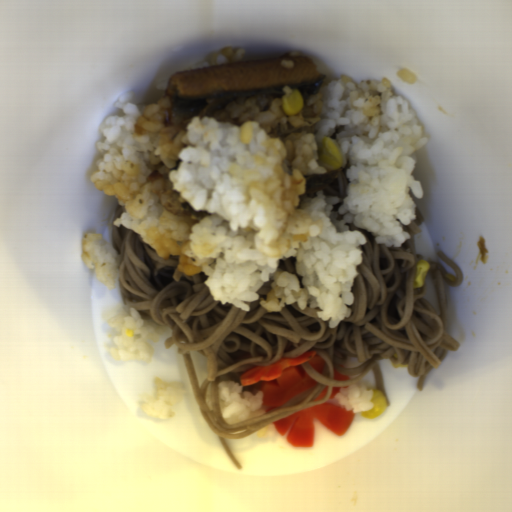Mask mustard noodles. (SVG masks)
Listing matches in <instances>:
<instances>
[{"mask_svg": "<svg viewBox=\"0 0 512 512\" xmlns=\"http://www.w3.org/2000/svg\"><path fill=\"white\" fill-rule=\"evenodd\" d=\"M122 210L119 203L112 220L111 246L120 255L116 272L123 305L169 329L171 335L164 344L177 346L204 421L237 470L242 467L227 439H242L276 420L326 403L334 388L355 386L369 372L389 407L381 360L394 368L406 366L412 377L418 376L417 390L423 391L427 374L448 352L459 349V342L447 331L445 284L460 286L463 272L439 250L437 255L455 276L440 262L415 252V235L424 220L416 206L413 222L402 229L410 239L400 247L378 244L373 232L346 223L348 230L361 232L366 242L358 245L362 260L350 290L349 318L335 328L318 318L316 307L301 309L295 302L269 311L259 305L243 310L214 300L204 284V272L185 274L178 270V257L159 256L139 234L114 225ZM423 259L429 263V274L424 286L415 288L416 265ZM312 350L326 360L324 373L302 366L318 386L262 416L225 423L219 411V383L233 380L241 385L240 375L247 370ZM335 369L350 379L333 380ZM259 385L243 389L256 394Z\"/></svg>", "mask_w": 512, "mask_h": 512, "instance_id": "mustard-noodles-1", "label": "mustard noodles"}, {"mask_svg": "<svg viewBox=\"0 0 512 512\" xmlns=\"http://www.w3.org/2000/svg\"><path fill=\"white\" fill-rule=\"evenodd\" d=\"M348 178L343 170L308 177L305 180V195L313 197L321 192L325 197L345 198Z\"/></svg>", "mask_w": 512, "mask_h": 512, "instance_id": "mustard-noodles-2", "label": "mustard noodles"}]
</instances>
